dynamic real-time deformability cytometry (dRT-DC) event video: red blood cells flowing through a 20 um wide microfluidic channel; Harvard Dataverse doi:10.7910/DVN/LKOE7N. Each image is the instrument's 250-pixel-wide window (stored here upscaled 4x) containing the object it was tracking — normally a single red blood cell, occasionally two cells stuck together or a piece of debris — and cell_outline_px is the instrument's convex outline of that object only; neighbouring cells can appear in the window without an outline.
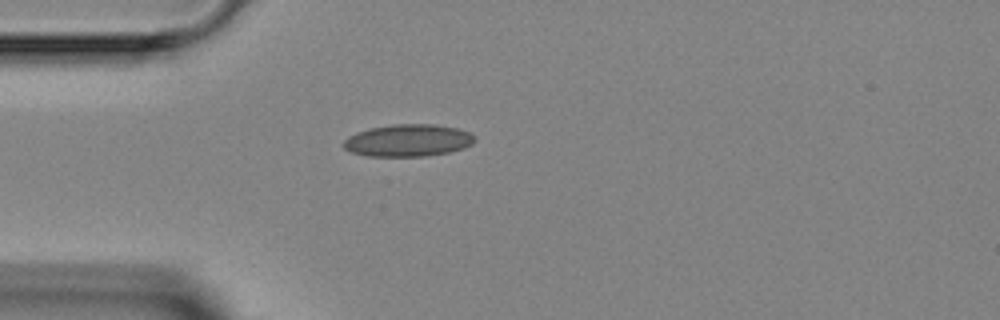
{"species": "Egyptian fruit bat (a non-hibernating species)", "species_latin": "Rousettus aegyptiacus", "temperature_condition": "room temperature", "stored_images_in_passage": 1, "camera_frame_rate_fps": 3000, "um_per_image_px": 0.085, "animal": {"sex": "female"}, "frame": {"image": 1, "passage_image": 1, "time_ms": 0.0, "image_size_px": [1000, 320], "cell_outline_px": [[476, 140], [472, 144], [464, 148], [448, 152], [424, 156], [368, 156], [352, 152], [344, 148], [340, 144], [348, 136], [356, 132], [368, 128], [392, 124], [436, 124], [456, 128], [468, 132], [476, 136]], "centroid_in_image_um": [34.66, 11.93], "position_along_channel_um": 50.3, "area_um2": 24.8}}